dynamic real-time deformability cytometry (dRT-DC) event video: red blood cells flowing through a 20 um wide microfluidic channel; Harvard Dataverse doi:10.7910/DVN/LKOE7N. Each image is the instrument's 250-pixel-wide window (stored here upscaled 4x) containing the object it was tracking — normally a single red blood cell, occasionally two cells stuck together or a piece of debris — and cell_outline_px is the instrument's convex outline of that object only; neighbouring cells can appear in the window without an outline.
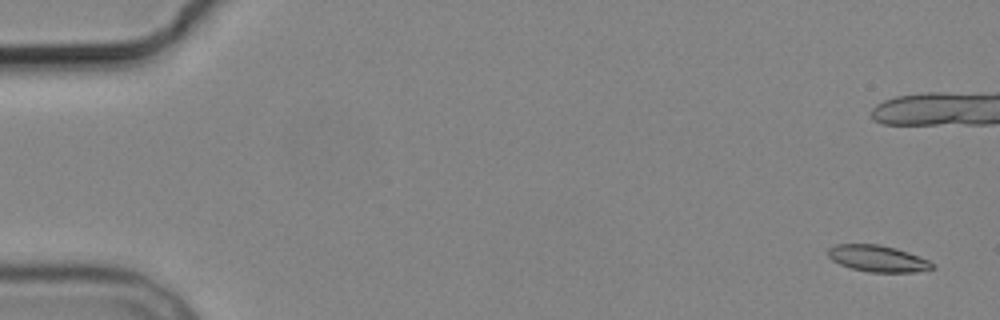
{"species": "common noctule bat (a hibernating species)", "species_latin": "Nyctalus noctula", "temperature_condition": "cold", "stored_images_in_passage": 9, "camera_frame_rate_fps": 3000, "um_per_image_px": 0.085, "animal": {"sex": "male", "body_mass_g": 19.2, "forearm_length_mm": 51.8}, "frame": {"image": 1, "passage_image": 1, "time_ms": 0.0, "image_size_px": [1000, 320], "cell_outline_px": [[936, 268], [916, 272], [868, 272], [852, 268], [840, 264], [832, 260], [828, 256], [828, 248], [836, 244], [880, 244], [896, 248], [908, 252], [928, 260], [936, 264]], "centroid_in_image_um": [74.63, 21.97], "position_along_channel_um": 10.4, "area_um2": 16.18}}
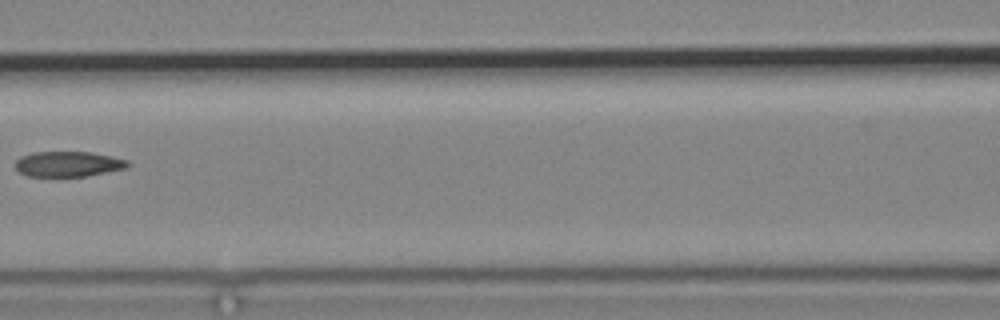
{"frame": {"image": 2, "passage_image": 8, "time_ms": 9.667, "image_size_px": [1000, 320], "cell_outline_px": [[132, 164], [124, 168], [84, 176], [28, 176], [20, 172], [16, 168], [16, 160], [20, 156], [32, 152], [88, 152], [112, 156], [128, 160]], "centroid_in_image_um": [5.78, 13.93], "position_along_channel_um": 160.8, "area_um2": 16.42}}
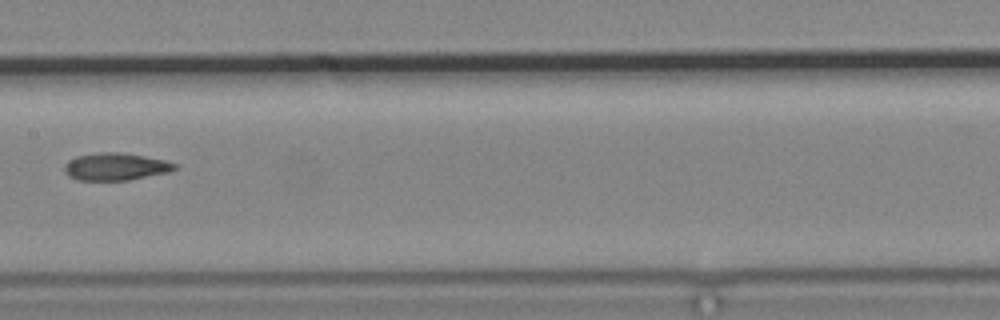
{"frame": {"image": 3, "passage_image": 9, "time_ms": 10.667, "image_size_px": [1000, 320], "cell_outline_px": [[180, 168], [168, 172], [128, 180], [80, 180], [68, 176], [64, 172], [64, 164], [68, 160], [76, 156], [100, 152], [124, 152], [164, 160], [176, 164]], "centroid_in_image_um": [9.81, 14.16], "position_along_channel_um": 197.6, "area_um2": 17.69}}